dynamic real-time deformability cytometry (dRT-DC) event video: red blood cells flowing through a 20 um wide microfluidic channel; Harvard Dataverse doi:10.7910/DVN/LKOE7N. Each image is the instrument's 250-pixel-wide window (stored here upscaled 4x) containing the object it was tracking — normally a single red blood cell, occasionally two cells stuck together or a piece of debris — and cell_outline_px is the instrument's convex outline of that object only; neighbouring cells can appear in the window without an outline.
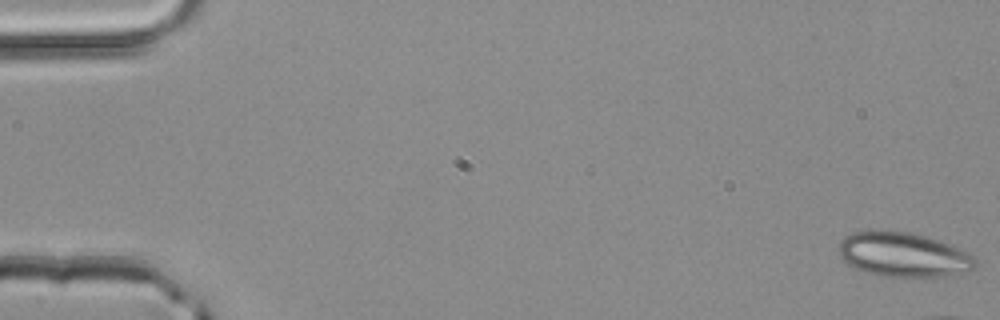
{"species": "common noctule bat (a hibernating species)", "species_latin": "Nyctalus noctula", "temperature_condition": "room temperature", "stored_images_in_passage": 5, "camera_frame_rate_fps": 3000, "um_per_image_px": 0.085, "animal": {"sex": "male", "body_mass_g": 20.4}, "frame": {"image": 1, "passage_image": 1, "time_ms": 0.0, "image_size_px": [1000, 320], "cell_outline_px": [[976, 264], [972, 268], [948, 276], [880, 276], [856, 268], [848, 264], [840, 256], [840, 240], [844, 236], [852, 232], [872, 228], [912, 232], [940, 240], [952, 244], [968, 252], [976, 260]], "centroid_in_image_um": [76.75, 21.59], "position_along_channel_um": 8.2, "area_um2": 35.72}}